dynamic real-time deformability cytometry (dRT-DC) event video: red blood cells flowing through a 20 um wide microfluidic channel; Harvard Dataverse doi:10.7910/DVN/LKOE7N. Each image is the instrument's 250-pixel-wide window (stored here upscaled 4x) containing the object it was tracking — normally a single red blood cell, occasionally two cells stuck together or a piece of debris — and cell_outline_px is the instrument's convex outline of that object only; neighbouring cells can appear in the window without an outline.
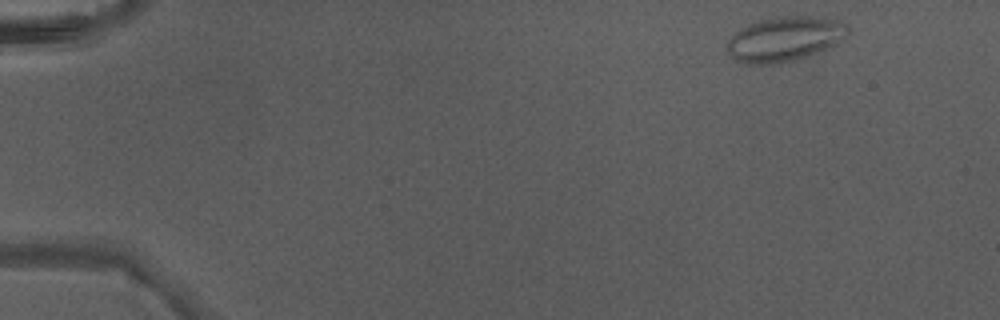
{"species": "Egyptian fruit bat (a non-hibernating species)", "species_latin": "Rousettus aegyptiacus", "temperature_condition": "warm", "stored_images_in_passage": 4, "camera_frame_rate_fps": 3000, "um_per_image_px": 0.085, "animal": {"sex": "male"}, "frame": {"image": 1, "passage_image": 1, "time_ms": 0.0, "image_size_px": [1000, 320], "cell_outline_px": [[848, 32], [836, 44], [816, 52], [780, 64], [744, 64], [736, 60], [728, 52], [728, 40], [740, 28], [760, 20], [780, 16], [812, 16], [836, 20], [848, 24]], "centroid_in_image_um": [66.68, 3.31], "position_along_channel_um": 18.3, "area_um2": 31.04}}